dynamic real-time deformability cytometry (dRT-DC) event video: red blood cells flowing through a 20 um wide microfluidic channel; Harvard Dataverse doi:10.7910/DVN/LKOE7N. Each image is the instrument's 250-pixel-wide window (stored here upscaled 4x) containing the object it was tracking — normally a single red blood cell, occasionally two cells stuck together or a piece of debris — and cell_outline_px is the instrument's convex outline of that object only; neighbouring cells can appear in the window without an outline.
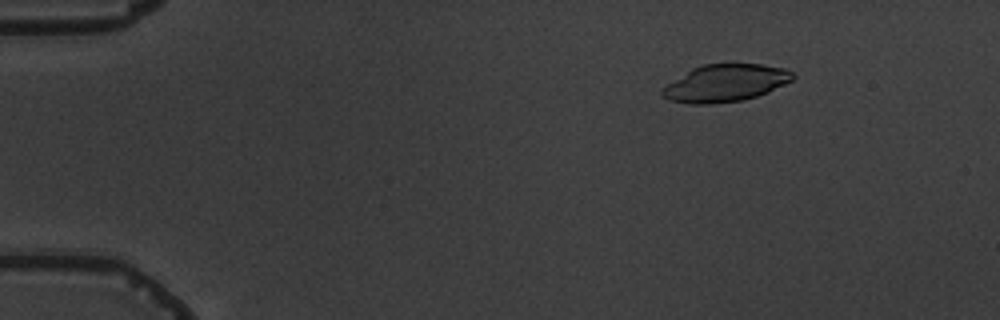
{"species": "common noctule bat (a hibernating species)", "species_latin": "Nyctalus noctula", "temperature_condition": "warm", "stored_images_in_passage": 6, "camera_frame_rate_fps": 3000, "um_per_image_px": 0.085, "animal": {"sex": "male", "body_mass_g": 19.5, "forearm_length_mm": 54.6}, "frame": {"image": 1, "passage_image": 3, "time_ms": 2.333, "image_size_px": [1000, 320], "cell_outline_px": [[796, 76], [792, 80], [768, 92], [744, 100], [708, 104], [688, 104], [668, 100], [660, 96], [660, 88], [692, 68], [704, 64], [764, 64], [784, 68], [792, 72]], "centroid_in_image_um": [61.61, 7.07], "position_along_channel_um": 23.4, "area_um2": 28.55}}